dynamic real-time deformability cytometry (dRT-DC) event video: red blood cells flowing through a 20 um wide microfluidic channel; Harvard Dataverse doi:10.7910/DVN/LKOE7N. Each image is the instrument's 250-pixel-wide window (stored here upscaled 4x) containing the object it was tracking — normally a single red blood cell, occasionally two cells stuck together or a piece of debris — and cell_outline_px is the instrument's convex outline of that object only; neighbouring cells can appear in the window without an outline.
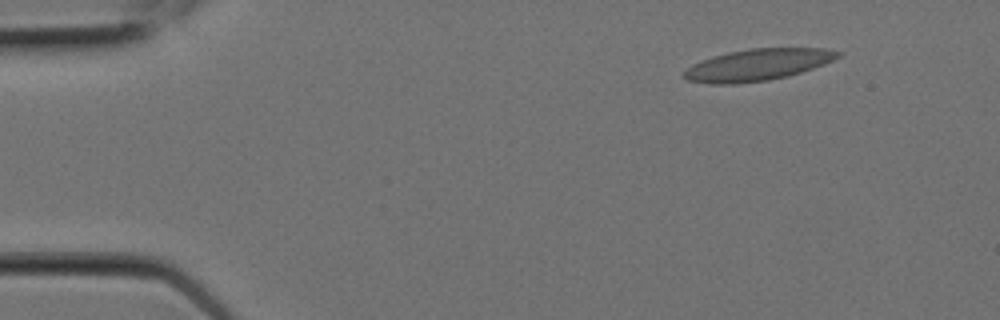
{"species": "Egyptian fruit bat (a non-hibernating species)", "species_latin": "Rousettus aegyptiacus", "temperature_condition": "room temperature", "stored_images_in_passage": 4, "camera_frame_rate_fps": 3000, "um_per_image_px": 0.085, "animal": {"sex": "female"}, "frame": {"image": 1, "passage_image": 1, "time_ms": 0.0, "image_size_px": [1000, 320], "cell_outline_px": [[844, 52], [840, 56], [824, 64], [788, 76], [768, 80], [736, 84], [712, 84], [688, 80], [680, 76], [692, 64], [728, 52], [748, 48], [824, 48]], "centroid_in_image_um": [64.41, 5.51], "position_along_channel_um": 20.6, "area_um2": 28.26}}
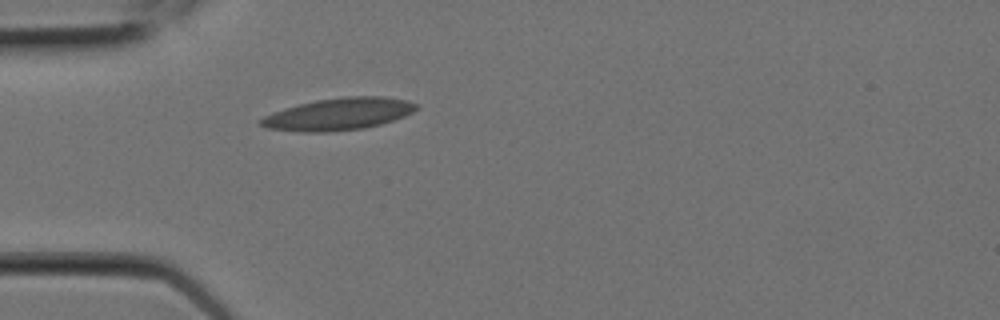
{"frame": {"image": 2, "passage_image": 4, "time_ms": 1.0, "image_size_px": [1000, 320], "cell_outline_px": [[420, 108], [404, 116], [380, 124], [364, 128], [328, 132], [300, 132], [268, 128], [260, 124], [256, 120], [272, 112], [284, 108], [316, 100], [344, 96], [384, 96], [404, 100], [416, 104]], "centroid_in_image_um": [28.75, 9.69], "position_along_channel_um": 56.3, "area_um2": 29.07}}